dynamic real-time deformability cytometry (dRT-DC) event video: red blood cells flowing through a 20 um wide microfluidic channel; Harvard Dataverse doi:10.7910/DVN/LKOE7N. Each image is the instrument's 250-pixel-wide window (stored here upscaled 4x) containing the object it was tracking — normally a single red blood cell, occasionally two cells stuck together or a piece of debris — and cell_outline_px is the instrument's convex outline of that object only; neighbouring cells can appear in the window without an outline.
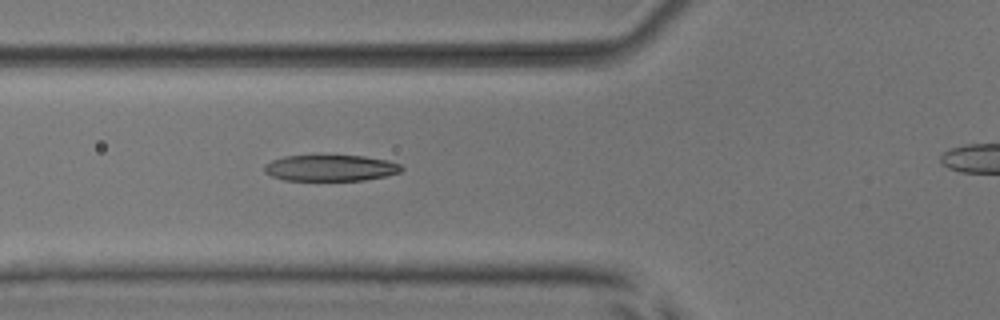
{"species": "common noctule bat (a hibernating species)", "species_latin": "Nyctalus noctula", "temperature_condition": "room temperature", "stored_images_in_passage": 7, "camera_frame_rate_fps": 3000, "um_per_image_px": 0.085, "animal": {"sex": "male", "body_mass_g": 17.9, "forearm_length_mm": 54.2}, "frame": {"image": 1, "passage_image": 6, "time_ms": 5.667, "image_size_px": [1000, 320], "cell_outline_px": [[404, 168], [400, 172], [384, 176], [364, 180], [284, 180], [272, 176], [264, 172], [264, 164], [272, 160], [284, 156], [364, 156], [388, 160], [400, 164]], "centroid_in_image_um": [28.09, 14.28], "position_along_channel_um": 97.7, "area_um2": 20.81}}